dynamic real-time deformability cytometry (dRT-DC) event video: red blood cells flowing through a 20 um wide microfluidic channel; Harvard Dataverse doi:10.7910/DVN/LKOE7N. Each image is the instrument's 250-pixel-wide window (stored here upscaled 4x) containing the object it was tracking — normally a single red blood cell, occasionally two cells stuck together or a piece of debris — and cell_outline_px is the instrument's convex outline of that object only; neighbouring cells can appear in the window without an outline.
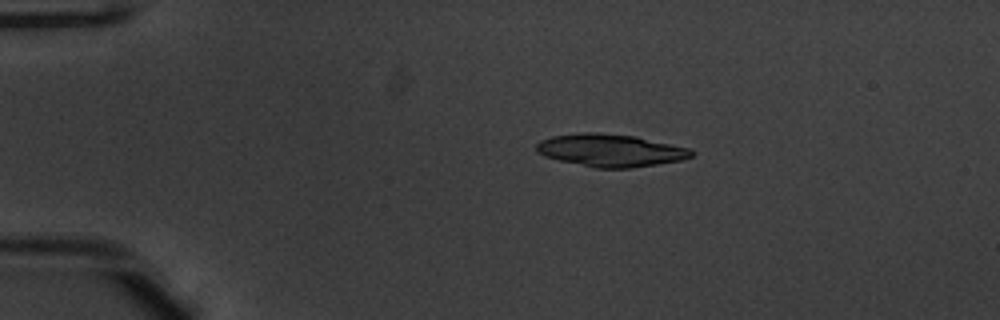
{"species": "common noctule bat (a hibernating species)", "species_latin": "Nyctalus noctula", "temperature_condition": "warm", "stored_images_in_passage": 51, "camera_frame_rate_fps": 3000, "um_per_image_px": 0.085, "animal": {"sex": "male", "body_mass_g": 20.1, "forearm_length_mm": 53.5}, "frame": {"image": 1, "passage_image": 10, "time_ms": 3.0, "image_size_px": [1000, 320], "cell_outline_px": [[696, 152], [692, 156], [680, 160], [632, 168], [596, 168], [560, 160], [544, 156], [536, 152], [536, 144], [540, 140], [552, 136], [580, 132], [596, 132], [636, 136], [692, 148]], "centroid_in_image_um": [51.91, 12.77], "position_along_channel_um": 33.1, "area_um2": 29.59}}